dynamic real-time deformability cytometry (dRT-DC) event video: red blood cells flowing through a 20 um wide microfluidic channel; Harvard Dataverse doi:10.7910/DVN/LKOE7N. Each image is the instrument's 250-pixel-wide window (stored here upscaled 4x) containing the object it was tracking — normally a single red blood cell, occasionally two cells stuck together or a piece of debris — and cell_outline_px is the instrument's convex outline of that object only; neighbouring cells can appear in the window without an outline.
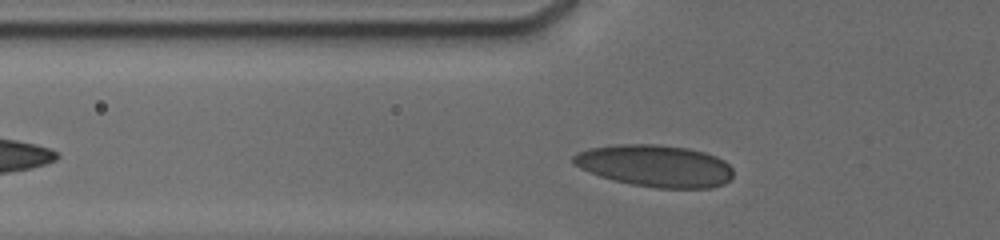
{"species": "human", "species_latin": "Homo sapiens", "temperature_condition": "cold", "stored_images_in_passage": 20, "camera_frame_rate_fps": 3000, "um_per_image_px": 0.085, "donor": {"sex": "male"}, "frame": {"image": 1, "passage_image": 8, "time_ms": 1.667, "image_size_px": [1000, 240], "cell_outline_px": [[732, 176], [724, 184], [708, 188], [656, 188], [632, 184], [600, 176], [588, 172], [572, 164], [572, 156], [576, 152], [588, 148], [616, 144], [656, 144], [688, 148], [704, 152], [716, 156], [724, 160], [732, 168]], "centroid_in_image_um": [55.65, 14.08], "position_along_channel_um": 70.1, "area_um2": 39.25}}
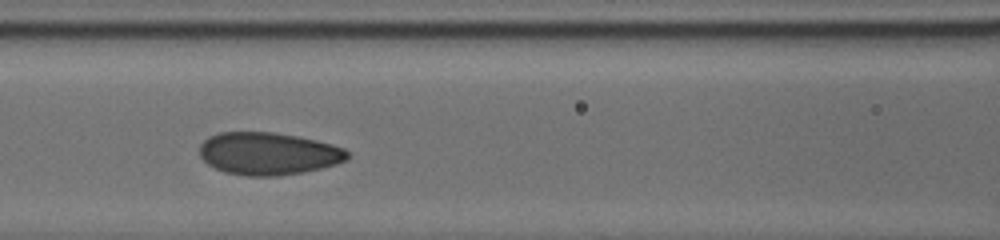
{"frame": {"image": 2, "passage_image": 16, "time_ms": 3.667, "image_size_px": [1000, 240], "cell_outline_px": [[348, 160], [336, 164], [304, 172], [276, 176], [248, 176], [224, 172], [208, 164], [200, 156], [200, 144], [208, 136], [220, 132], [272, 132], [296, 136], [316, 140], [332, 144], [344, 148], [348, 152]], "centroid_in_image_um": [22.8, 13.05], "position_along_channel_um": 143.8, "area_um2": 36.65}}
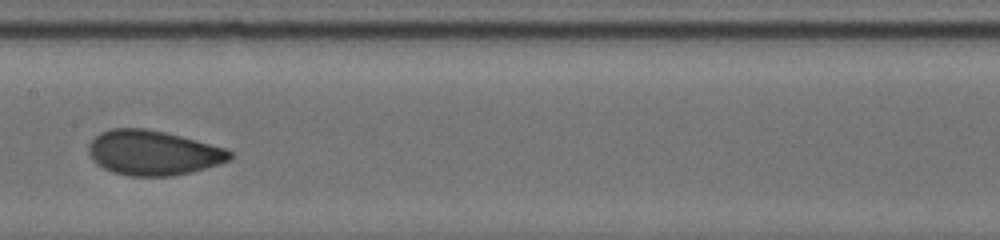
{"frame": {"image": 3, "passage_image": 19, "time_ms": 5.0, "image_size_px": [1000, 240], "cell_outline_px": [[232, 156], [228, 160], [220, 164], [172, 176], [128, 176], [112, 172], [96, 164], [92, 160], [88, 152], [88, 144], [100, 132], [112, 128], [144, 128], [164, 132], [196, 140], [224, 148], [232, 152]], "centroid_in_image_um": [12.96, 12.99], "position_along_channel_um": 194.4, "area_um2": 36.7}}